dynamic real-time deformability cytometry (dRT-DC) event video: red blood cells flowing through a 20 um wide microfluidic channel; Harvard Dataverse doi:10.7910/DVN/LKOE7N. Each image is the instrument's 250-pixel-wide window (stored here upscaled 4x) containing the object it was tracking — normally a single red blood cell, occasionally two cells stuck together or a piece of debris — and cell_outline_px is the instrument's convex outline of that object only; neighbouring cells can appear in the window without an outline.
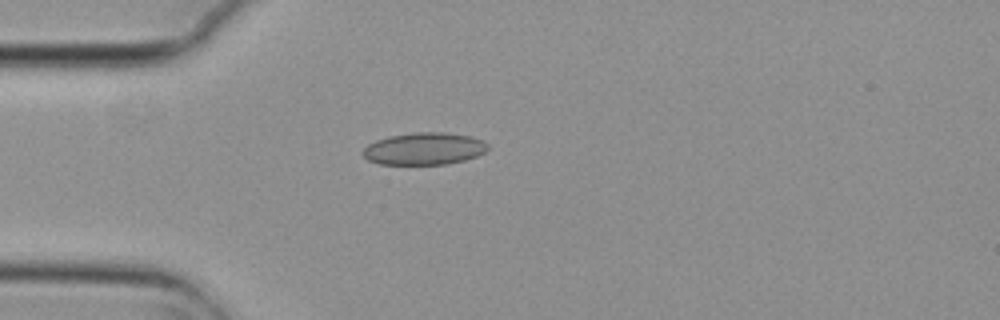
{"species": "common noctule bat (a hibernating species)", "species_latin": "Nyctalus noctula", "temperature_condition": "cold", "stored_images_in_passage": 2, "camera_frame_rate_fps": 3000, "um_per_image_px": 0.085, "animal": {"sex": "female", "body_mass_g": 29.2, "forearm_length_mm": 56.3}, "frame": {"image": 1, "passage_image": 1, "time_ms": 0.0, "image_size_px": [1000, 320], "cell_outline_px": [[488, 148], [484, 152], [476, 156], [464, 160], [448, 164], [380, 164], [368, 160], [360, 152], [368, 144], [376, 140], [388, 136], [416, 132], [444, 132], [472, 136], [484, 140], [488, 144]], "centroid_in_image_um": [36.05, 12.63], "position_along_channel_um": 48.9, "area_um2": 23.58}}